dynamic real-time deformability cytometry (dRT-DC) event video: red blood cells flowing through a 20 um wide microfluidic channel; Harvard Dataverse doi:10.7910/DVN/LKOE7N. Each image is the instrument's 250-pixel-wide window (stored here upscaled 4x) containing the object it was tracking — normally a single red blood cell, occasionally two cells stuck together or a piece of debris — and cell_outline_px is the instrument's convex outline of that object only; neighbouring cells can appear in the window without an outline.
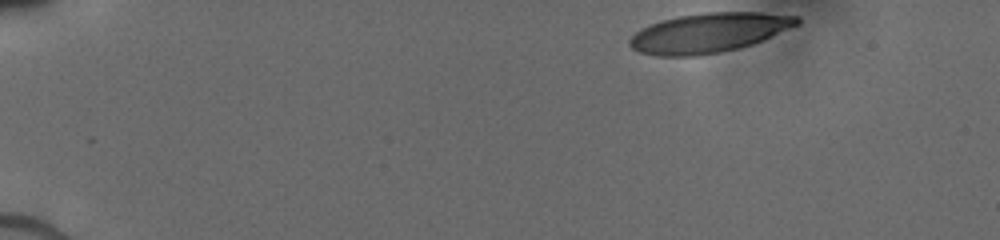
{"species": "human", "species_latin": "Homo sapiens", "temperature_condition": "cold", "stored_images_in_passage": 18, "camera_frame_rate_fps": 3000, "um_per_image_px": 0.085, "donor": {"sex": "male"}, "frame": {"image": 1, "passage_image": 1, "time_ms": 0.0, "image_size_px": [1000, 240], "cell_outline_px": [[800, 24], [752, 44], [736, 48], [696, 56], [660, 56], [640, 52], [632, 48], [628, 44], [628, 40], [640, 28], [664, 20], [680, 16], [708, 12], [760, 12], [800, 16]], "centroid_in_image_um": [60.26, 2.78], "position_along_channel_um": 24.7, "area_um2": 38.15}}
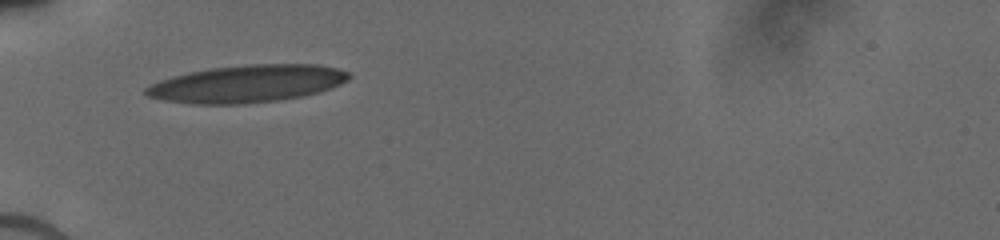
{"frame": {"image": 2, "passage_image": 11, "time_ms": 3.667, "image_size_px": [1000, 240], "cell_outline_px": [[352, 76], [348, 80], [332, 88], [320, 92], [304, 96], [276, 100], [244, 104], [192, 104], [168, 100], [148, 96], [144, 92], [144, 88], [160, 80], [188, 72], [212, 68], [252, 64], [320, 64], [336, 68], [348, 72]], "centroid_in_image_um": [21.05, 7.11], "position_along_channel_um": 63.9, "area_um2": 44.1}}
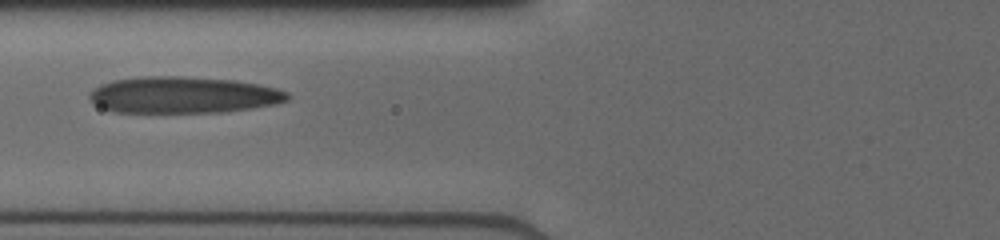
{"frame": {"image": 3, "passage_image": 15, "time_ms": 5.0, "image_size_px": [1000, 240], "cell_outline_px": [[292, 96], [288, 100], [276, 104], [252, 108], [224, 112], [116, 112], [104, 108], [96, 104], [88, 96], [88, 92], [100, 84], [112, 80], [140, 76], [184, 76], [236, 80], [260, 84], [276, 88], [288, 92]], "centroid_in_image_um": [15.61, 8.06], "position_along_channel_um": 110.2, "area_um2": 42.48}}